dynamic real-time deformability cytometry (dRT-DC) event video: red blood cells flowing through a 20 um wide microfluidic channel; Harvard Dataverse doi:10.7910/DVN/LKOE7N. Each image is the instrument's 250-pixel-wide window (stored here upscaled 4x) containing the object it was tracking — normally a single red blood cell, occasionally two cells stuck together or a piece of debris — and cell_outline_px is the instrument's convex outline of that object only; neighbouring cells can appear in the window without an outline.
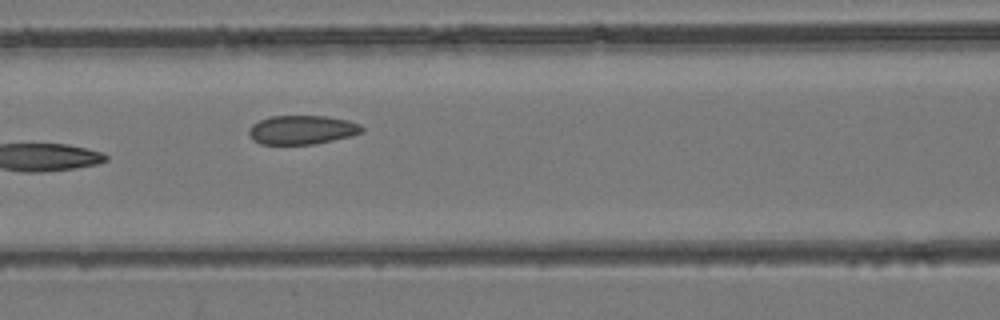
{"species": "common noctule bat (a hibernating species)", "species_latin": "Nyctalus noctula", "temperature_condition": "room temperature", "stored_images_in_passage": 5, "camera_frame_rate_fps": 3000, "um_per_image_px": 0.085, "animal": {"sex": "female", "body_mass_g": 24.6, "forearm_length_mm": 56.2}, "frame": {"image": 1, "passage_image": 5, "time_ms": 5.333, "image_size_px": [1000, 320], "cell_outline_px": [[364, 132], [352, 136], [312, 144], [260, 144], [252, 140], [248, 132], [248, 128], [252, 124], [268, 116], [328, 116], [348, 120], [360, 124], [364, 128]], "centroid_in_image_um": [25.67, 11.03], "position_along_channel_um": 140.9, "area_um2": 19.25}}